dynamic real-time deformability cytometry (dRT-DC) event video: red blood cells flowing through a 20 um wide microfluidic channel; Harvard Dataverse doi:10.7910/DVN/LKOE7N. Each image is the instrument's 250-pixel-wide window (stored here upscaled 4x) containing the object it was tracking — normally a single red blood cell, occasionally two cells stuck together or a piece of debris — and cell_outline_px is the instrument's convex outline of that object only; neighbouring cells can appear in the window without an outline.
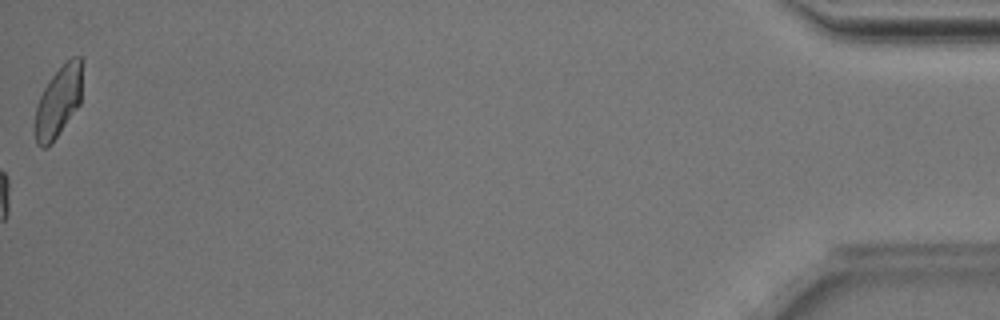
{"species": "Egyptian fruit bat (a non-hibernating species)", "species_latin": "Rousettus aegyptiacus", "temperature_condition": "room temperature", "stored_images_in_passage": 52, "camera_frame_rate_fps": 3000, "um_per_image_px": 0.085, "animal": {"sex": "male"}, "frame": {"image": 1, "passage_image": 52, "time_ms": 17.0, "image_size_px": [1000, 320], "cell_outline_px": [[84, 60], [80, 104], [56, 136], [44, 148], [36, 144], [32, 128], [36, 104], [44, 88], [52, 76], [72, 56], [80, 56]], "centroid_in_image_um": [4.95, 8.6], "position_along_channel_um": 430.2, "area_um2": 19.77}, "authors_computed_cell_mechanics": {"area_um2": 21.3282, "velocity_mm_per_s": 3.9951, "shape_relaxation_time_tau1_ms": 3.4463, "shape_relaxation_time_tau2_ms": 2.4906, "deformation_change_tau1": 0.0973, "deformation_change_tau2": 0.0695}}